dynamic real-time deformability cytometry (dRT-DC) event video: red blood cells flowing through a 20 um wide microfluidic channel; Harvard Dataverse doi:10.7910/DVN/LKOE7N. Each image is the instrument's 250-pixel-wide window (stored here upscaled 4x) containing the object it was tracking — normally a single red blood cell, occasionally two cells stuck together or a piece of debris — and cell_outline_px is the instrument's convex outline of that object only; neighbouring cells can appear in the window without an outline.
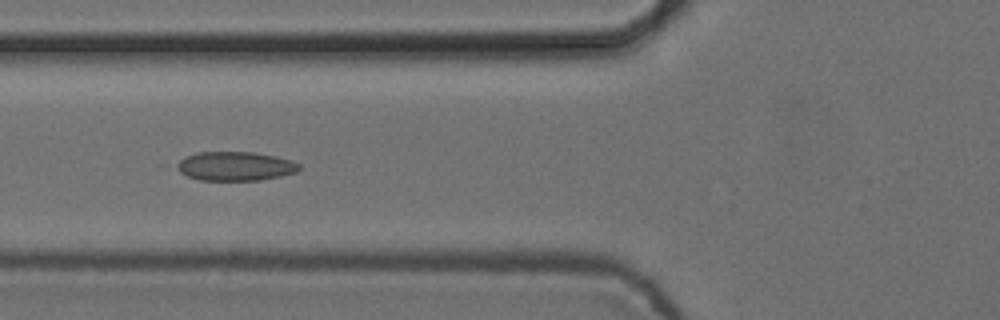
{"species": "common noctule bat (a hibernating species)", "species_latin": "Nyctalus noctula", "temperature_condition": "cold", "stored_images_in_passage": 7, "camera_frame_rate_fps": 3000, "um_per_image_px": 0.085, "animal": {"sex": "female", "body_mass_g": 24.6, "forearm_length_mm": 56.2}, "frame": {"image": 1, "passage_image": 5, "time_ms": 1.333, "image_size_px": [1000, 320], "cell_outline_px": [[300, 168], [296, 172], [280, 176], [260, 180], [200, 180], [188, 176], [172, 168], [172, 164], [184, 156], [196, 152], [252, 152], [276, 156], [292, 160], [300, 164]], "centroid_in_image_um": [19.92, 14.11], "position_along_channel_um": 105.9, "area_um2": 21.04}}
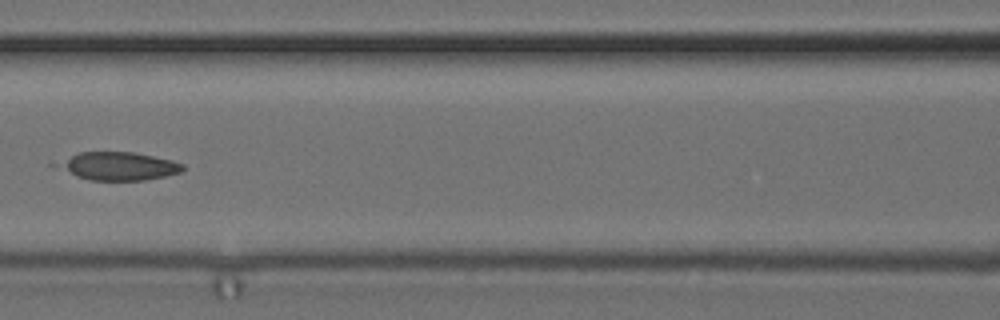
{"frame": {"image": 2, "passage_image": 6, "time_ms": 1.667, "image_size_px": [1000, 320], "cell_outline_px": [[184, 168], [180, 172], [164, 176], [144, 180], [88, 180], [76, 176], [48, 164], [80, 152], [136, 152], [172, 160], [184, 164]], "centroid_in_image_um": [9.98, 14.11], "position_along_channel_um": 156.6, "area_um2": 20.75}}
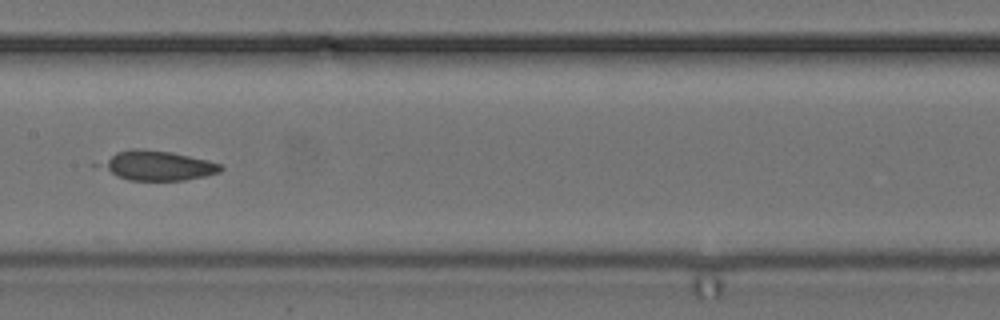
{"frame": {"image": 3, "passage_image": 7, "time_ms": 2.0, "image_size_px": [1000, 320], "cell_outline_px": [[224, 168], [220, 172], [204, 176], [184, 180], [128, 180], [116, 176], [88, 164], [116, 152], [132, 148], [144, 148], [172, 152], [208, 160], [220, 164]], "centroid_in_image_um": [13.22, 14.06], "position_along_channel_um": 194.2, "area_um2": 21.5}}